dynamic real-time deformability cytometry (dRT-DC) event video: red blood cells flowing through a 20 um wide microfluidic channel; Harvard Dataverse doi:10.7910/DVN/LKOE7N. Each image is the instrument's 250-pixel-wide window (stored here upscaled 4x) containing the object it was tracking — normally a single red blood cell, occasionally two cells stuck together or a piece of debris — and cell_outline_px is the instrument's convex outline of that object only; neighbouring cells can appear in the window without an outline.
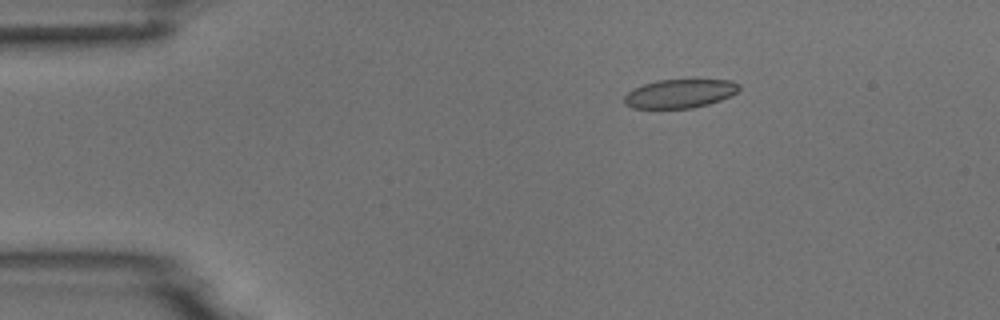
{"species": "common noctule bat (a hibernating species)", "species_latin": "Nyctalus noctula", "temperature_condition": "room temperature", "stored_images_in_passage": 5, "camera_frame_rate_fps": 3000, "um_per_image_px": 0.085, "animal": {"sex": "male", "body_mass_g": 18.8}, "frame": {"image": 1, "passage_image": 3, "time_ms": 2.333, "image_size_px": [1000, 320], "cell_outline_px": [[740, 88], [732, 96], [708, 104], [692, 108], [632, 108], [624, 104], [624, 96], [632, 88], [656, 80], [732, 80], [740, 84]], "centroid_in_image_um": [57.78, 7.95], "position_along_channel_um": 27.2, "area_um2": 19.31}}
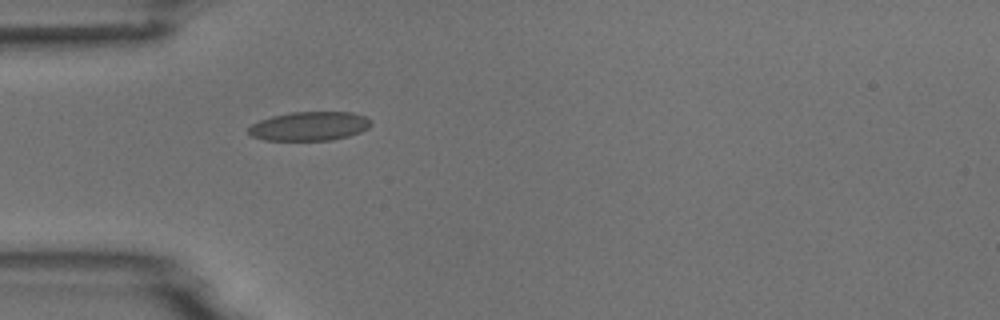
{"frame": {"image": 2, "passage_image": 5, "time_ms": 4.667, "image_size_px": [1000, 320], "cell_outline_px": [[372, 124], [368, 128], [360, 132], [348, 136], [332, 140], [264, 140], [252, 136], [248, 132], [248, 128], [252, 124], [260, 120], [272, 116], [292, 112], [352, 112], [364, 116], [372, 120]], "centroid_in_image_um": [26.32, 10.72], "position_along_channel_um": 58.7, "area_um2": 20.69}}